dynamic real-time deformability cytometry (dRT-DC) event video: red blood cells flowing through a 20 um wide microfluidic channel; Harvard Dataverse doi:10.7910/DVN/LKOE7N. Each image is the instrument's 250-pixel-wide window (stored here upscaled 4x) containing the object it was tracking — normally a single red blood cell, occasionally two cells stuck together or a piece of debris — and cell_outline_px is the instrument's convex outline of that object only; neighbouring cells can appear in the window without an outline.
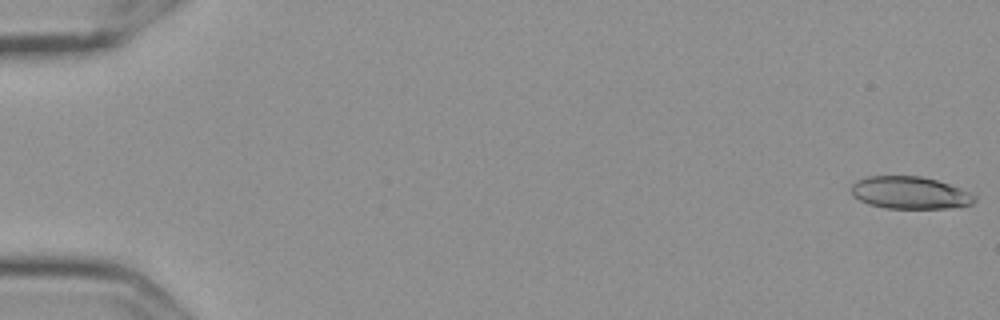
{"species": "Egyptian fruit bat (a non-hibernating species)", "species_latin": "Rousettus aegyptiacus", "temperature_condition": "cold", "stored_images_in_passage": 17, "camera_frame_rate_fps": 3000, "um_per_image_px": 0.085, "frame": {"image": 1, "passage_image": 1, "time_ms": 0.0, "image_size_px": [1000, 320], "cell_outline_px": [[976, 200], [972, 204], [944, 208], [888, 208], [868, 204], [852, 196], [852, 184], [856, 180], [868, 176], [920, 176], [936, 180], [960, 188], [976, 196]], "centroid_in_image_um": [77.31, 16.38], "position_along_channel_um": 7.7, "area_um2": 23.06}}
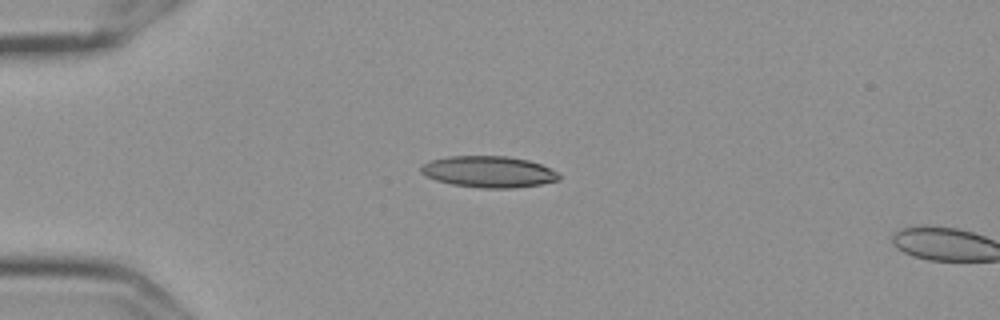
{"frame": {"image": 2, "passage_image": 15, "time_ms": 4.667, "image_size_px": [1000, 320], "cell_outline_px": [[560, 180], [540, 184], [516, 188], [480, 188], [452, 184], [436, 180], [420, 172], [420, 164], [432, 160], [448, 156], [508, 156], [528, 160], [540, 164], [556, 172], [560, 176]], "centroid_in_image_um": [41.52, 14.6], "position_along_channel_um": 43.5, "area_um2": 25.2}}